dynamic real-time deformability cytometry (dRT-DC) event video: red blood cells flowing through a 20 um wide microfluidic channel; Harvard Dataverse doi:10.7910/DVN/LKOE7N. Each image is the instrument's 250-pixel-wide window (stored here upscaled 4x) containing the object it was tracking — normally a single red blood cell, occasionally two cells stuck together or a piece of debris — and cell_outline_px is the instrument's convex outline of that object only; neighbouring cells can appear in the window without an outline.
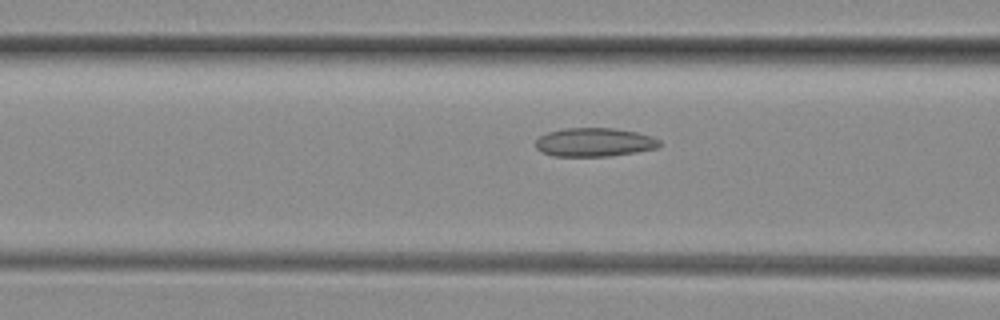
{"species": "common noctule bat (a hibernating species)", "species_latin": "Nyctalus noctula", "temperature_condition": "room temperature", "stored_images_in_passage": 36, "camera_frame_rate_fps": 3000, "um_per_image_px": 0.085, "animal": {"sex": "female", "body_mass_g": 29.2, "forearm_length_mm": 56.3}, "frame": {"image": 1, "passage_image": 15, "time_ms": 4.667, "image_size_px": [1000, 320], "cell_outline_px": [[660, 148], [636, 152], [608, 156], [552, 156], [536, 148], [536, 140], [540, 136], [548, 132], [564, 128], [612, 128], [636, 132], [652, 136], [660, 140]], "centroid_in_image_um": [50.55, 12.09], "position_along_channel_um": 116.1, "area_um2": 20.69}}
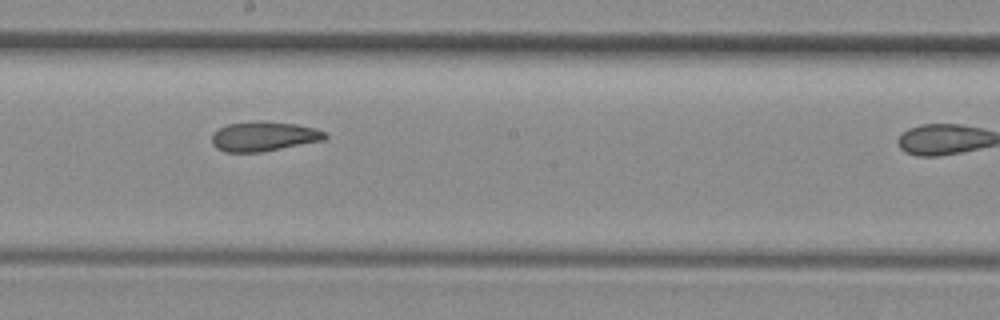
{"frame": {"image": 2, "passage_image": 23, "time_ms": 7.333, "image_size_px": [1000, 320], "cell_outline_px": [[328, 136], [324, 140], [264, 152], [224, 152], [216, 148], [212, 144], [212, 132], [228, 124], [252, 120], [264, 120], [296, 124], [316, 128], [328, 132]], "centroid_in_image_um": [22.44, 11.58], "position_along_channel_um": 225.8, "area_um2": 20.06}}
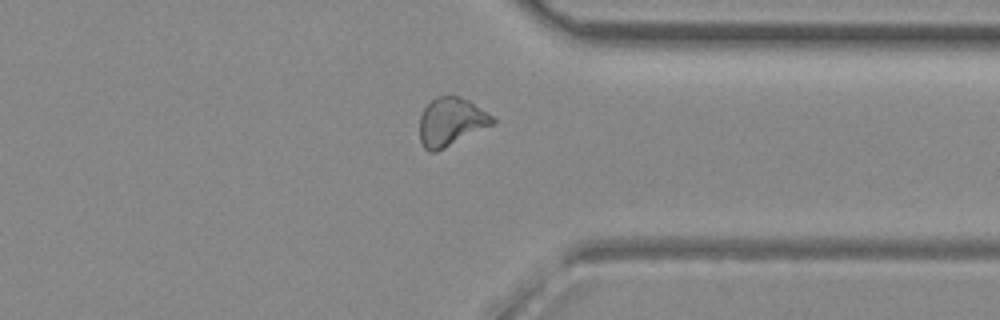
{"frame": {"image": 3, "passage_image": 34, "time_ms": 11.0, "image_size_px": [1000, 320], "cell_outline_px": [[496, 120], [492, 124], [436, 152], [428, 152], [424, 148], [420, 140], [420, 116], [424, 108], [436, 96], [460, 96], [468, 100], [488, 112]], "centroid_in_image_um": [38.31, 10.35], "position_along_channel_um": 373.1, "area_um2": 20.23}}